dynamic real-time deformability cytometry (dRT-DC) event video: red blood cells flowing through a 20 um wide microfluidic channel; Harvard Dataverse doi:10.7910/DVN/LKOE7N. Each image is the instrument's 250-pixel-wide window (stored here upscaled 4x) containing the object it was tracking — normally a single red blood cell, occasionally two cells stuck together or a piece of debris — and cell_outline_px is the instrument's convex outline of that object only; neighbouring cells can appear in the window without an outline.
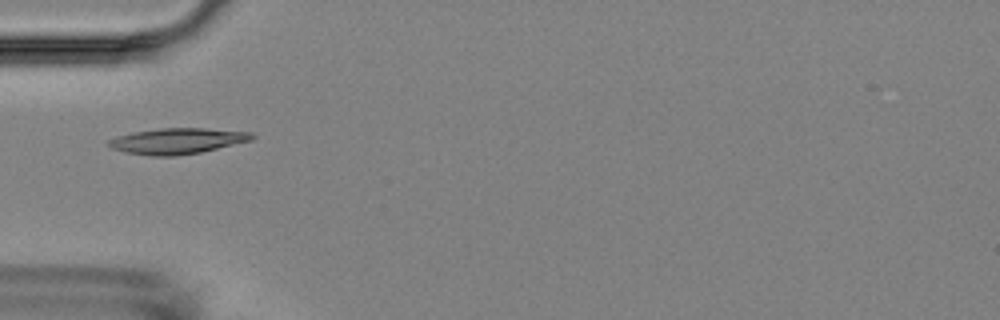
{"species": "Egyptian fruit bat (a non-hibernating species)", "species_latin": "Rousettus aegyptiacus", "temperature_condition": "room temperature", "stored_images_in_passage": 2, "camera_frame_rate_fps": 3000, "um_per_image_px": 0.085, "animal": {"sex": "female"}, "frame": {"image": 1, "passage_image": 1, "time_ms": 0.0, "image_size_px": [1000, 320], "cell_outline_px": [[256, 136], [252, 140], [200, 152], [176, 156], [152, 156], [128, 152], [112, 148], [108, 144], [108, 140], [116, 136], [132, 132], [160, 128], [204, 128], [252, 132]], "centroid_in_image_um": [15.08, 11.97], "position_along_channel_um": 69.9, "area_um2": 21.44}}